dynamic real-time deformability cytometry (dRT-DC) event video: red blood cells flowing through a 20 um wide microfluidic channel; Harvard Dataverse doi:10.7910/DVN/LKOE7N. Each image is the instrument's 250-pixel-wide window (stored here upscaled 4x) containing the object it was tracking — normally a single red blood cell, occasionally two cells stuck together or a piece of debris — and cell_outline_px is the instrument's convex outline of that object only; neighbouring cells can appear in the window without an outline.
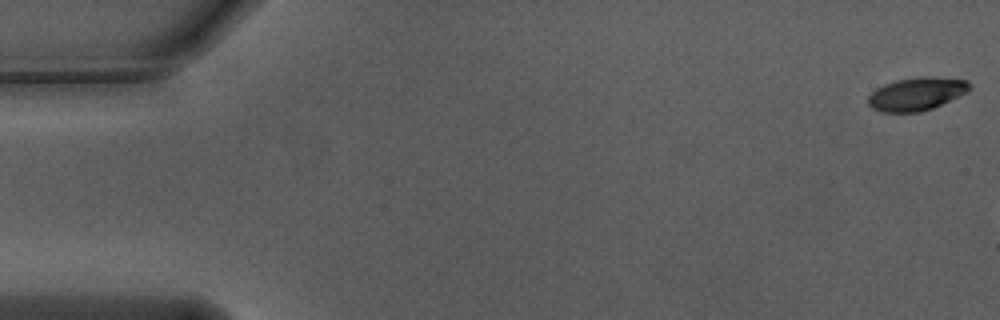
{"species": "Egyptian fruit bat (a non-hibernating species)", "species_latin": "Rousettus aegyptiacus", "temperature_condition": "warm", "stored_images_in_passage": 10, "camera_frame_rate_fps": 3000, "um_per_image_px": 0.085, "animal": {"sex": "male"}, "frame": {"image": 1, "passage_image": 1, "time_ms": 0.0, "image_size_px": [1000, 320], "cell_outline_px": [[972, 88], [968, 92], [960, 96], [932, 108], [920, 112], [880, 112], [872, 108], [868, 104], [868, 96], [876, 88], [884, 84], [896, 80], [924, 76], [932, 76], [968, 80], [972, 84]], "centroid_in_image_um": [77.94, 7.97], "position_along_channel_um": 7.1, "area_um2": 19.77}}